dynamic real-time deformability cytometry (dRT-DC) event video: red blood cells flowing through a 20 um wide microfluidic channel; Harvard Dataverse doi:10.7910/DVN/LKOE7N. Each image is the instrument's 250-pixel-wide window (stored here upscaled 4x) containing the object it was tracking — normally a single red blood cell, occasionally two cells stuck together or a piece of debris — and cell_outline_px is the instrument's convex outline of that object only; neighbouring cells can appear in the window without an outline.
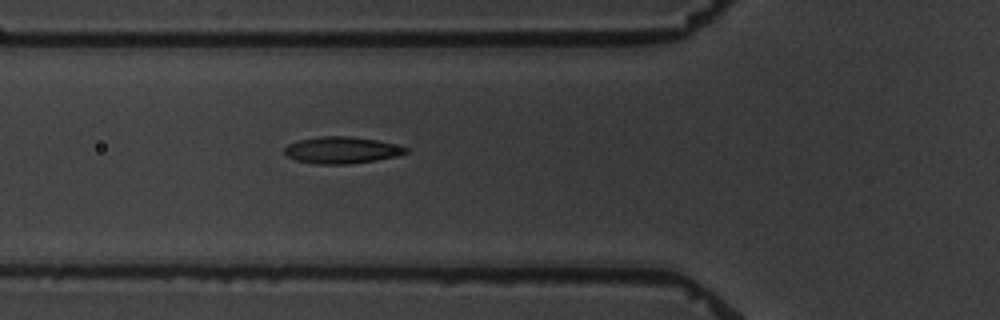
{"species": "common noctule bat (a hibernating species)", "species_latin": "Nyctalus noctula", "temperature_condition": "warm", "stored_images_in_passage": 5, "camera_frame_rate_fps": 3000, "um_per_image_px": 0.085, "animal": {"sex": "male", "body_mass_g": 19.5, "forearm_length_mm": 54.6}, "frame": {"image": 1, "passage_image": 5, "time_ms": 4.667, "image_size_px": [1000, 320], "cell_outline_px": [[408, 152], [400, 156], [376, 160], [348, 164], [316, 164], [296, 160], [288, 156], [284, 152], [284, 148], [288, 144], [300, 140], [320, 136], [352, 136], [376, 140], [408, 148]], "centroid_in_image_um": [29.05, 12.76], "position_along_channel_um": 96.8, "area_um2": 18.84}}